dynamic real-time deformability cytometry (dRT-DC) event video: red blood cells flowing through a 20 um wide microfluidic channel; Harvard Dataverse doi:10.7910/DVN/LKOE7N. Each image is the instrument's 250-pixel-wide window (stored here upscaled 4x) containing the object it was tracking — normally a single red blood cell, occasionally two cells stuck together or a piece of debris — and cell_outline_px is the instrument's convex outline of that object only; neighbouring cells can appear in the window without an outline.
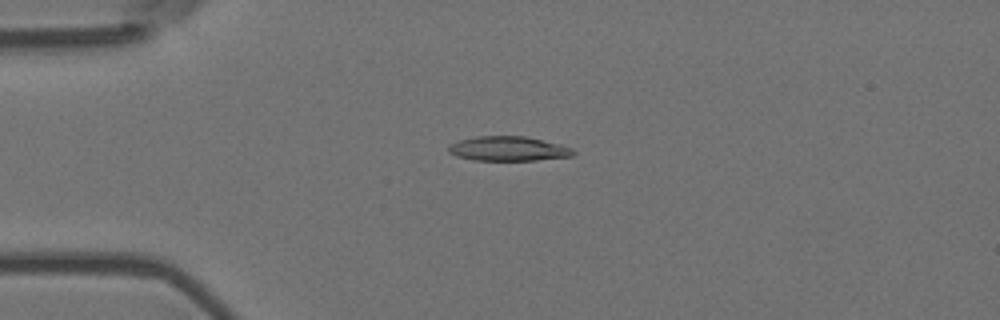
{"species": "Egyptian fruit bat (a non-hibernating species)", "species_latin": "Rousettus aegyptiacus", "temperature_condition": "room temperature", "stored_images_in_passage": 56, "camera_frame_rate_fps": 3000, "um_per_image_px": 0.085, "animal": {"sex": "female"}, "frame": {"image": 1, "passage_image": 14, "time_ms": 4.333, "image_size_px": [1000, 320], "cell_outline_px": [[576, 152], [572, 156], [536, 160], [476, 160], [456, 156], [448, 152], [448, 144], [460, 140], [476, 136], [524, 136], [560, 144], [572, 148]], "centroid_in_image_um": [43.19, 12.64], "position_along_channel_um": 41.8, "area_um2": 17.8}}
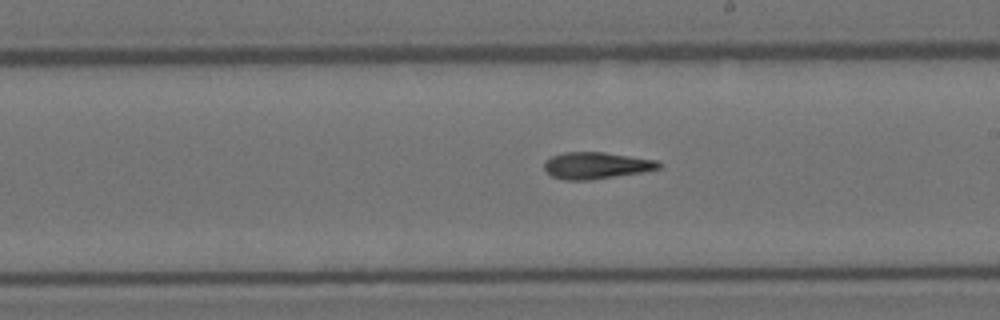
{"frame": {"image": 2, "passage_image": 32, "time_ms": 10.333, "image_size_px": [1000, 320], "cell_outline_px": [[664, 164], [660, 168], [640, 172], [592, 180], [564, 180], [552, 176], [544, 168], [544, 164], [552, 156], [564, 152], [604, 152], [656, 160]], "centroid_in_image_um": [50.69, 14.07], "position_along_channel_um": 238.3, "area_um2": 17.69}}
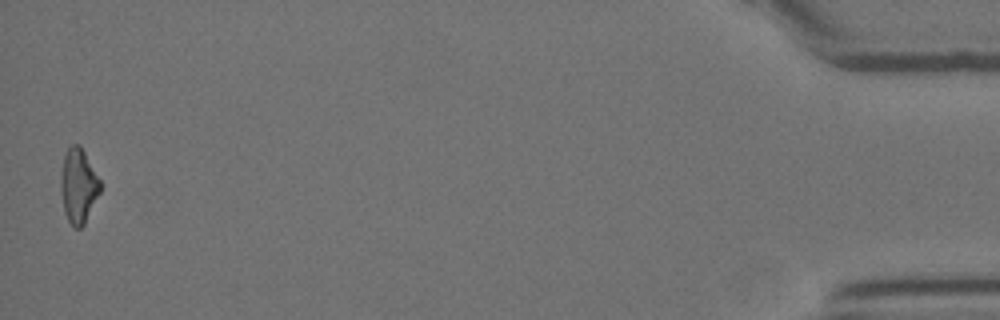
{"frame": {"image": 3, "passage_image": 55, "time_ms": 18.0, "image_size_px": [1000, 320], "cell_outline_px": [[100, 192], [84, 224], [80, 228], [72, 228], [64, 212], [60, 192], [60, 176], [64, 156], [68, 148], [72, 144], [80, 144], [100, 180]], "centroid_in_image_um": [6.64, 15.8], "position_along_channel_um": 428.6, "area_um2": 17.17}, "authors_computed_cell_mechanics": {"area_um2": 17.6868, "velocity_mm_per_s": 3.6791, "shape_relaxation_time_tau1_ms": null, "shape_relaxation_time_tau2_ms": 7.5746, "deformation_change_tau1": null, "deformation_change_tau2": 0.2095}}